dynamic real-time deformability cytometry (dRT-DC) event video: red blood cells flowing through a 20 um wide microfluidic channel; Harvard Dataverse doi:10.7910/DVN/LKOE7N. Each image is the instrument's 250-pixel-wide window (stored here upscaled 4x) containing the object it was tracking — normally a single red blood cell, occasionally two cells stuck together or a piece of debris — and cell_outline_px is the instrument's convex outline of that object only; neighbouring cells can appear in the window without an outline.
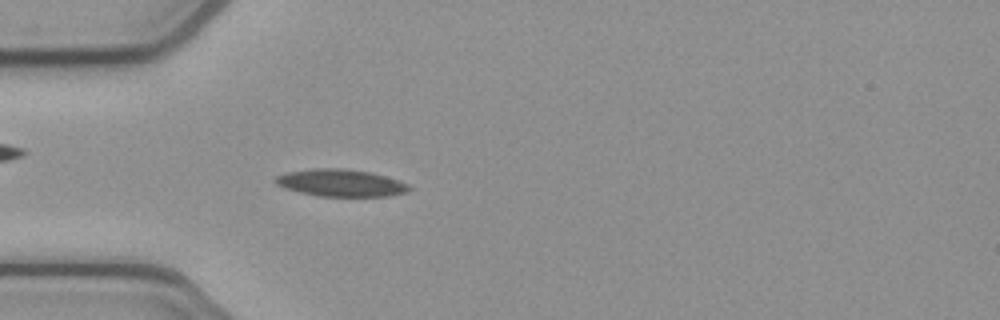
{"species": "common noctule bat (a hibernating species)", "species_latin": "Nyctalus noctula", "temperature_condition": "cold", "stored_images_in_passage": 51, "camera_frame_rate_fps": 3000, "um_per_image_px": 0.085, "animal": {"sex": "female", "body_mass_g": 21.9}, "frame": {"image": 1, "passage_image": 14, "time_ms": 4.333, "image_size_px": [1000, 320], "cell_outline_px": [[412, 188], [408, 192], [388, 196], [316, 196], [284, 188], [276, 184], [272, 180], [276, 176], [288, 172], [312, 168], [344, 168], [372, 172], [408, 184]], "centroid_in_image_um": [28.94, 15.54], "position_along_channel_um": 56.1, "area_um2": 21.27}}
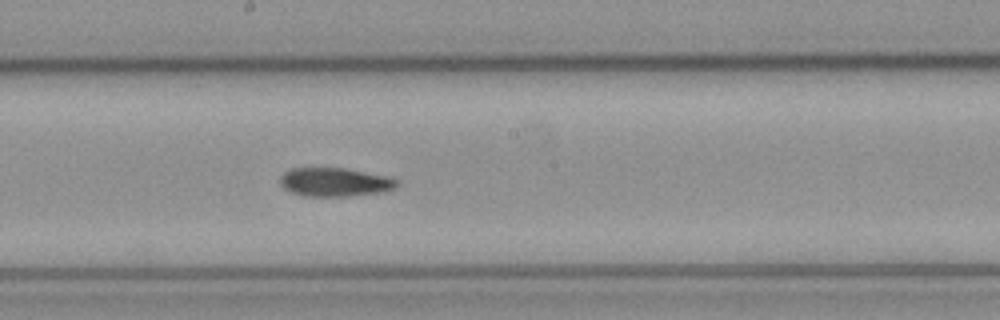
{"frame": {"image": 2, "passage_image": 27, "time_ms": 8.667, "image_size_px": [1000, 320], "cell_outline_px": [[400, 184], [396, 188], [384, 192], [348, 196], [304, 196], [288, 192], [280, 184], [280, 176], [284, 172], [292, 168], [344, 168], [392, 176], [400, 180]], "centroid_in_image_um": [28.52, 15.48], "position_along_channel_um": 219.7, "area_um2": 20.0}}
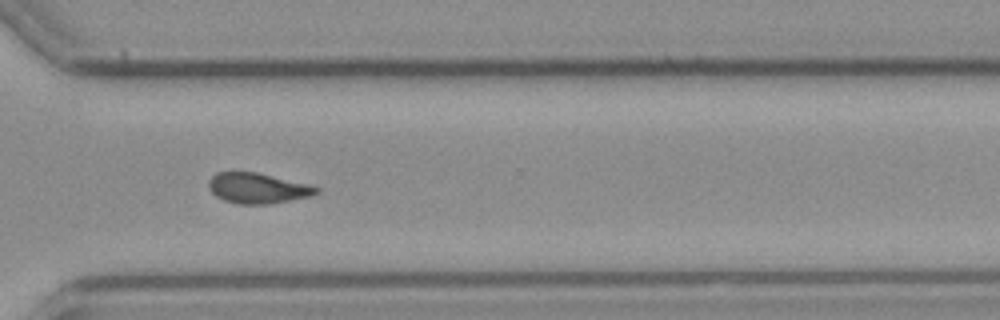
{"frame": {"image": 3, "passage_image": 37, "time_ms": 12.0, "image_size_px": [1000, 320], "cell_outline_px": [[320, 192], [312, 196], [268, 204], [240, 204], [224, 200], [216, 196], [208, 188], [208, 180], [216, 172], [256, 172], [308, 184], [320, 188]], "centroid_in_image_um": [21.9, 15.99], "position_along_channel_um": 348.7, "area_um2": 19.07}, "authors_computed_cell_mechanics": {"area_um2": 19.8832, "velocity_mm_per_s": 3.8845, "shape_relaxation_time_tau1_ms": 6.3806, "shape_relaxation_time_tau2_ms": 4.3276, "deformation_change_tau1": 0.158, "deformation_change_tau2": 0.1174}}